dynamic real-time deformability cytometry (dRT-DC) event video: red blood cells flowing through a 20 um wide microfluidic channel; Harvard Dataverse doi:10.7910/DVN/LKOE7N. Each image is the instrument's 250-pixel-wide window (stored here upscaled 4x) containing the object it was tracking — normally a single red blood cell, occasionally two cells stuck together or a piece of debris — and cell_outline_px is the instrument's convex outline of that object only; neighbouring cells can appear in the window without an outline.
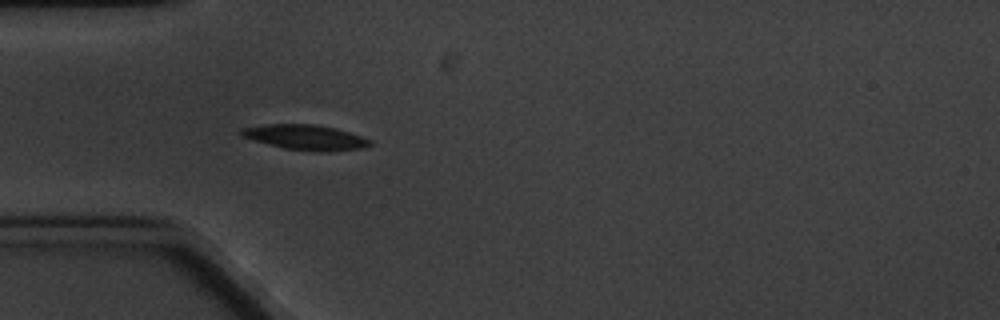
{"species": "common noctule bat (a hibernating species)", "species_latin": "Nyctalus noctula", "temperature_condition": "cold", "stored_images_in_passage": 4, "camera_frame_rate_fps": 3000, "um_per_image_px": 0.085, "animal": {"sex": "male", "body_mass_g": 20.1, "forearm_length_mm": 53.5}, "frame": {"image": 1, "passage_image": 4, "time_ms": 3.667, "image_size_px": [1000, 320], "cell_outline_px": [[372, 144], [364, 148], [328, 152], [316, 152], [284, 148], [252, 140], [240, 136], [236, 132], [240, 128], [268, 124], [312, 124], [336, 128], [372, 140]], "centroid_in_image_um": [25.93, 11.68], "position_along_channel_um": 59.1, "area_um2": 19.07}}